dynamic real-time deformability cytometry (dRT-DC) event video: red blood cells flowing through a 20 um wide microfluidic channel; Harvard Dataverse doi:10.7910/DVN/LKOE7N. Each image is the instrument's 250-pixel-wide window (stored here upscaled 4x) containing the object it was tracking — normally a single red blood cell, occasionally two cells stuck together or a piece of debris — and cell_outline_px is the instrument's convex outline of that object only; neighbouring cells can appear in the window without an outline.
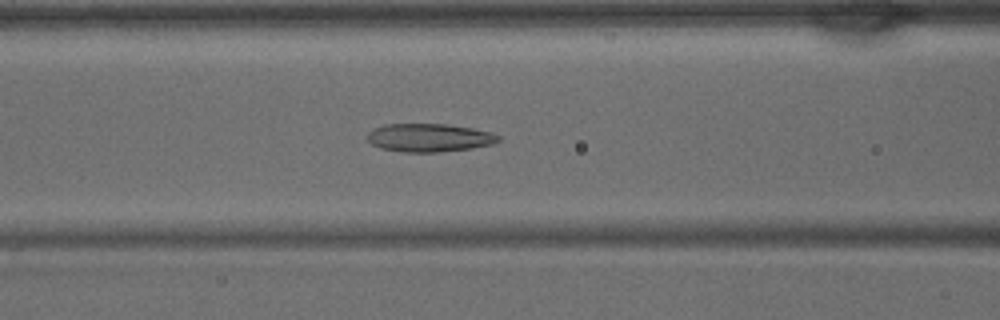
{"species": "common noctule bat (a hibernating species)", "species_latin": "Nyctalus noctula", "temperature_condition": "warm", "stored_images_in_passage": 29, "camera_frame_rate_fps": 3000, "um_per_image_px": 0.085, "animal": {"sex": "male", "body_mass_g": 15.6}, "frame": {"image": 1, "passage_image": 5, "time_ms": 1.333, "image_size_px": [1000, 320], "cell_outline_px": [[500, 140], [492, 144], [472, 148], [436, 152], [400, 152], [380, 148], [372, 144], [368, 140], [368, 132], [372, 128], [384, 124], [448, 124], [472, 128], [492, 132], [500, 136]], "centroid_in_image_um": [36.47, 11.7], "position_along_channel_um": 130.1, "area_um2": 21.68}}
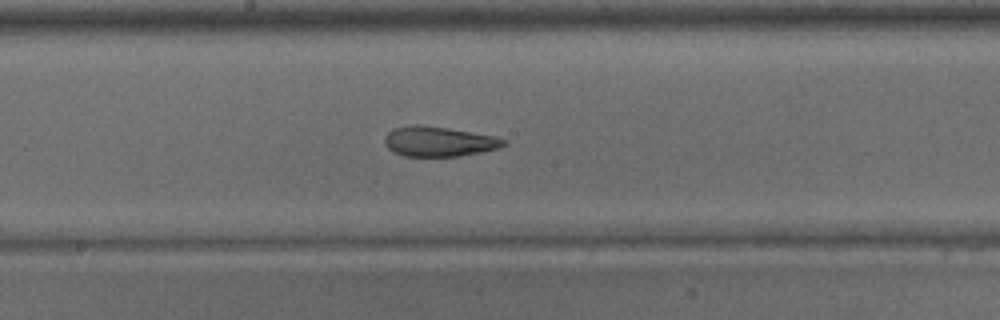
{"frame": {"image": 2, "passage_image": 10, "time_ms": 3.0, "image_size_px": [1000, 320], "cell_outline_px": [[508, 144], [500, 148], [460, 156], [404, 156], [392, 152], [384, 144], [384, 136], [392, 128], [416, 124], [448, 128], [496, 136], [504, 140]], "centroid_in_image_um": [37.28, 12.03], "position_along_channel_um": 210.9, "area_um2": 20.92}}
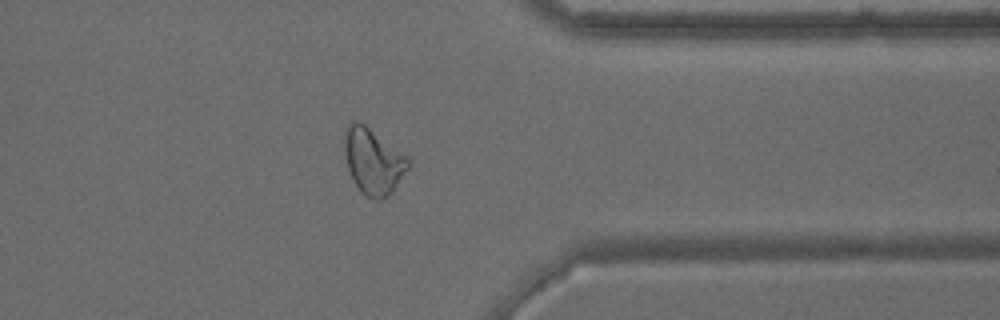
{"frame": {"image": 3, "passage_image": 21, "time_ms": 6.667, "image_size_px": [1000, 320], "cell_outline_px": [[408, 168], [392, 192], [388, 196], [380, 200], [376, 200], [364, 196], [360, 192], [352, 180], [348, 168], [344, 152], [344, 128], [352, 120], [356, 120], [364, 124], [404, 156], [408, 160]], "centroid_in_image_um": [31.65, 13.73], "position_along_channel_um": 379.8, "area_um2": 24.1}}